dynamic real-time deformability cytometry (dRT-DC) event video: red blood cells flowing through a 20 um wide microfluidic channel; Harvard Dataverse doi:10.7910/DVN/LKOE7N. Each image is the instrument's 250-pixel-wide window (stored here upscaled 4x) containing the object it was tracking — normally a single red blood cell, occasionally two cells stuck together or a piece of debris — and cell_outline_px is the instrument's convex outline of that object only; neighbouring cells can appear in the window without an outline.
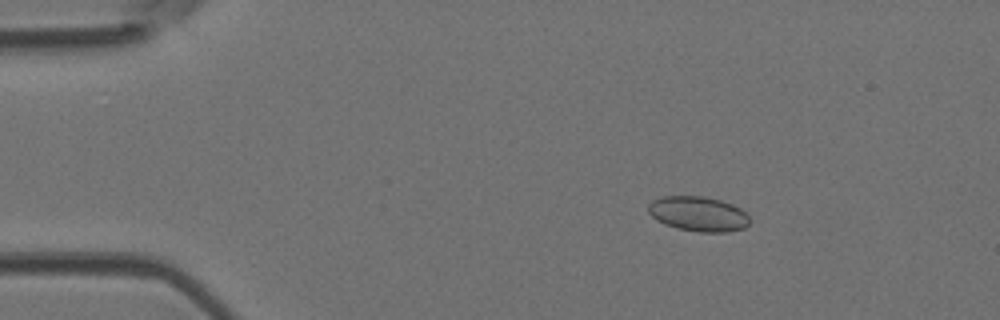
{"species": "Egyptian fruit bat (a non-hibernating species)", "species_latin": "Rousettus aegyptiacus", "temperature_condition": "room temperature", "stored_images_in_passage": 5, "camera_frame_rate_fps": 3000, "um_per_image_px": 0.085, "animal": {"sex": "female"}, "frame": {"image": 1, "passage_image": 3, "time_ms": 0.667, "image_size_px": [1000, 320], "cell_outline_px": [[752, 220], [744, 228], [728, 232], [700, 232], [676, 228], [664, 224], [656, 220], [648, 212], [648, 204], [652, 200], [664, 196], [704, 196], [720, 200], [732, 204], [740, 208]], "centroid_in_image_um": [59.35, 18.18], "position_along_channel_um": 25.7, "area_um2": 20.75}}
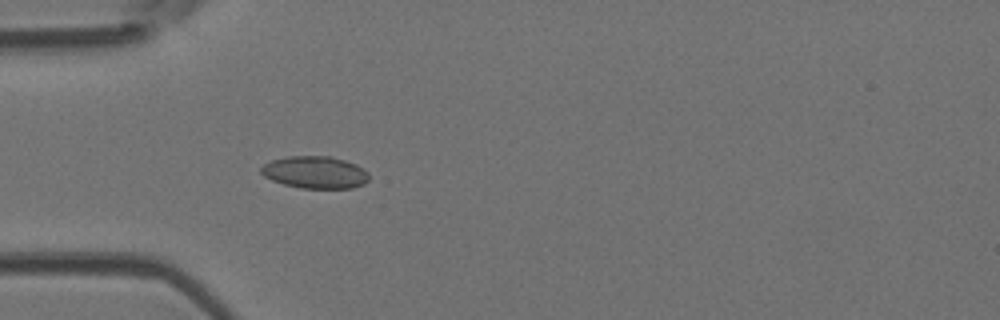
{"frame": {"image": 2, "passage_image": 5, "time_ms": 1.333, "image_size_px": [1000, 320], "cell_outline_px": [[368, 180], [364, 184], [352, 188], [300, 188], [284, 184], [272, 180], [264, 176], [260, 172], [260, 168], [264, 164], [272, 160], [288, 156], [328, 156], [344, 160], [356, 164], [364, 168], [368, 172]], "centroid_in_image_um": [26.78, 14.65], "position_along_channel_um": 58.2, "area_um2": 20.29}}